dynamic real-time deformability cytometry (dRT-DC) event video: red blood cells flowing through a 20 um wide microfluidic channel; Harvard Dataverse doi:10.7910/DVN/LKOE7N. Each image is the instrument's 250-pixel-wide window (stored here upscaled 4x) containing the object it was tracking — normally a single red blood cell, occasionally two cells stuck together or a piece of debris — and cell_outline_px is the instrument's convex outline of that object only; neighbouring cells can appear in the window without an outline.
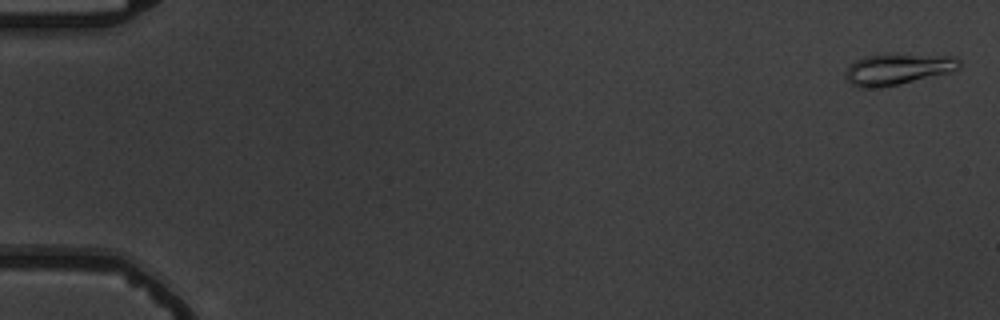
{"species": "common noctule bat (a hibernating species)", "species_latin": "Nyctalus noctula", "temperature_condition": "warm", "stored_images_in_passage": 5, "camera_frame_rate_fps": 3000, "um_per_image_px": 0.085, "animal": {"sex": "male", "body_mass_g": 19.5, "forearm_length_mm": 54.6}, "frame": {"image": 1, "passage_image": 1, "time_ms": 0.0, "image_size_px": [1000, 320], "cell_outline_px": [[960, 68], [948, 72], [900, 84], [880, 88], [856, 88], [844, 76], [844, 72], [848, 64], [864, 56], [956, 56], [960, 60]], "centroid_in_image_um": [76.23, 5.92], "position_along_channel_um": 8.8, "area_um2": 20.11}}